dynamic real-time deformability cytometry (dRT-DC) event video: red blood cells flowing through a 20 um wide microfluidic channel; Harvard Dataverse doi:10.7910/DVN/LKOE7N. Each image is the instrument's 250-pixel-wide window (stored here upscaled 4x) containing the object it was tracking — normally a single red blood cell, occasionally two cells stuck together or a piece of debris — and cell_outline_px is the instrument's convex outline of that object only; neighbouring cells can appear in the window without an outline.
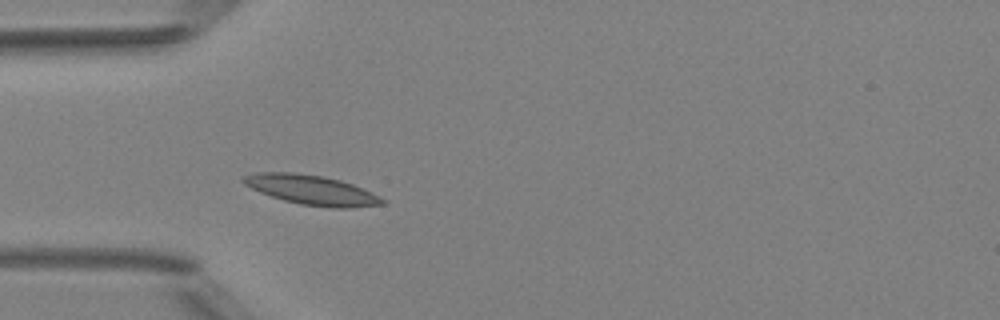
{"species": "Egyptian fruit bat (a non-hibernating species)", "species_latin": "Rousettus aegyptiacus", "temperature_condition": "room temperature", "stored_images_in_passage": 4, "camera_frame_rate_fps": 3000, "um_per_image_px": 0.085, "animal": {"sex": "female"}, "frame": {"image": 1, "passage_image": 4, "time_ms": 3.667, "image_size_px": [1000, 320], "cell_outline_px": [[388, 200], [384, 204], [352, 208], [332, 208], [300, 204], [284, 200], [260, 192], [244, 184], [240, 180], [240, 176], [256, 172], [292, 172], [324, 176], [340, 180], [352, 184], [372, 192]], "centroid_in_image_um": [26.49, 16.14], "position_along_channel_um": 58.5, "area_um2": 24.22}}